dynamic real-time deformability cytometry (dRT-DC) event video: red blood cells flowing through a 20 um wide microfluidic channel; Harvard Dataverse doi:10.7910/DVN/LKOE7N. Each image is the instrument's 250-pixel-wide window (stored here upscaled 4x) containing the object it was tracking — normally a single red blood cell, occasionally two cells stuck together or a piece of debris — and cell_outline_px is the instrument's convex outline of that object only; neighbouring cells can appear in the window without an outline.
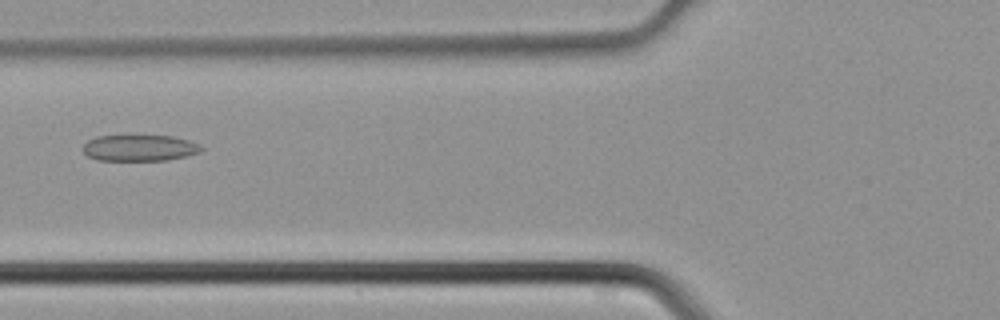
{"species": "common noctule bat (a hibernating species)", "species_latin": "Nyctalus noctula", "temperature_condition": "cold", "stored_images_in_passage": 37, "camera_frame_rate_fps": 3000, "um_per_image_px": 0.085, "animal": {"sex": "male", "body_mass_g": 21.5, "forearm_length_mm": 52.0}, "frame": {"image": 1, "passage_image": 10, "time_ms": 3.0, "image_size_px": [1000, 320], "cell_outline_px": [[204, 148], [200, 152], [168, 160], [96, 160], [88, 156], [80, 148], [88, 140], [96, 136], [172, 136], [188, 140], [200, 144]], "centroid_in_image_um": [11.84, 12.57], "position_along_channel_um": 114.0, "area_um2": 18.09}}
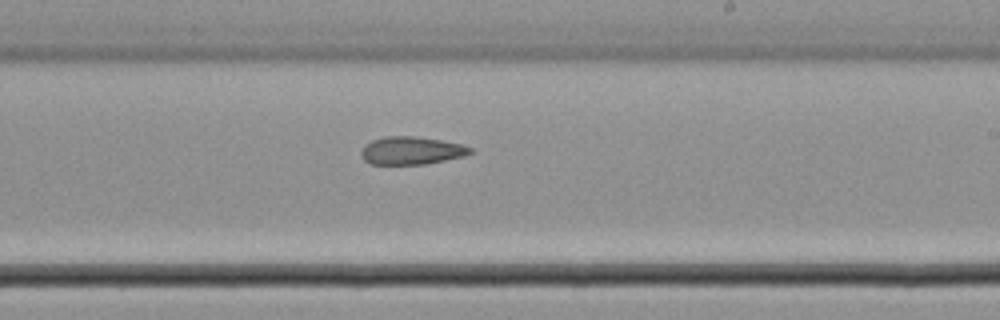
{"frame": {"image": 2, "passage_image": 19, "time_ms": 6.0, "image_size_px": [1000, 320], "cell_outline_px": [[472, 152], [464, 156], [424, 164], [368, 164], [360, 156], [360, 152], [364, 144], [372, 140], [384, 136], [416, 136], [440, 140], [460, 144], [472, 148]], "centroid_in_image_um": [34.9, 12.79], "position_along_channel_um": 254.1, "area_um2": 17.74}}
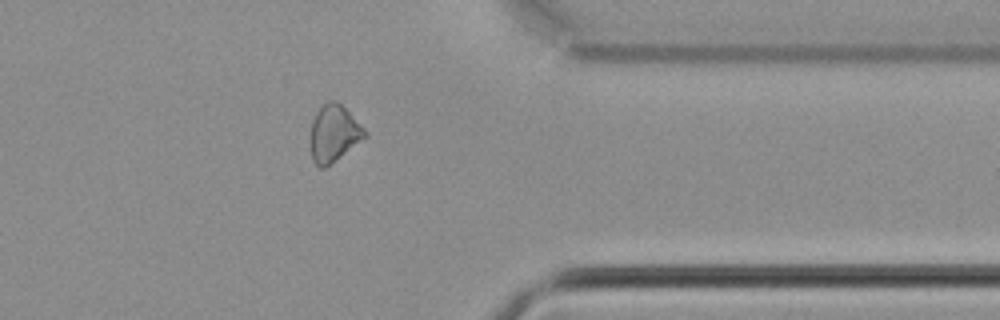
{"frame": {"image": 3, "passage_image": 28, "time_ms": 9.0, "image_size_px": [1000, 320], "cell_outline_px": [[368, 136], [324, 168], [320, 168], [312, 160], [312, 120], [316, 112], [328, 100], [336, 100], [368, 132]], "centroid_in_image_um": [28.4, 11.33], "position_along_channel_um": 383.0, "area_um2": 17.51}}